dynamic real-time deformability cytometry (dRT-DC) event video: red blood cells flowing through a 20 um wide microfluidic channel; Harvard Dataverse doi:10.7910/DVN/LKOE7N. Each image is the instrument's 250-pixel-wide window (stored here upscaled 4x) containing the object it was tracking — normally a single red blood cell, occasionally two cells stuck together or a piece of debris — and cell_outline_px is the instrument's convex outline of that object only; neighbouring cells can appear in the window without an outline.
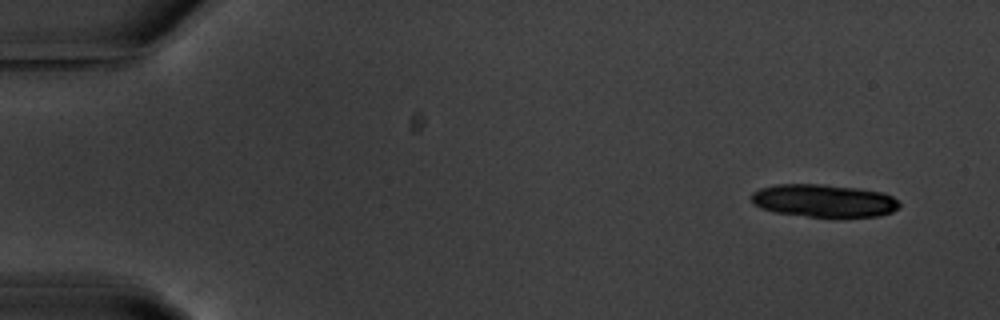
{"species": "common noctule bat (a hibernating species)", "species_latin": "Nyctalus noctula", "temperature_condition": "warm", "stored_images_in_passage": 9, "camera_frame_rate_fps": 3000, "um_per_image_px": 0.085, "animal": {"sex": "male", "body_mass_g": 20.1, "forearm_length_mm": 53.5}, "frame": {"image": 1, "passage_image": 1, "time_ms": 0.0, "image_size_px": [1000, 320], "cell_outline_px": [[900, 208], [892, 212], [876, 216], [836, 220], [772, 212], [760, 208], [752, 204], [752, 192], [760, 188], [776, 184], [824, 184], [856, 188], [884, 192], [892, 196], [900, 204]], "centroid_in_image_um": [70.04, 17.1], "position_along_channel_um": 15.0, "area_um2": 29.36}}